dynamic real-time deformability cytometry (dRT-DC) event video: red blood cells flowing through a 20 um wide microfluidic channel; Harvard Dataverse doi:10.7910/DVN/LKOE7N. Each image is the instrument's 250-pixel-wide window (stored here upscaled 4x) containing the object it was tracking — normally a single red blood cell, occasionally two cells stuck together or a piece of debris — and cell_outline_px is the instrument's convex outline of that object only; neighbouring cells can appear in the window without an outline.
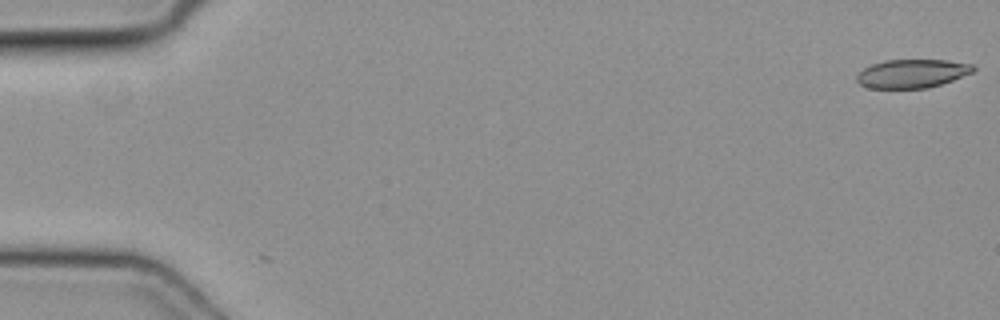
{"species": "common noctule bat (a hibernating species)", "species_latin": "Nyctalus noctula", "temperature_condition": "cold", "stored_images_in_passage": 2, "camera_frame_rate_fps": 3000, "um_per_image_px": 0.085, "animal": {"sex": "female", "body_mass_g": 19.3, "forearm_length_mm": 54.1}, "frame": {"image": 1, "passage_image": 2, "time_ms": 0.333, "image_size_px": [1000, 320], "cell_outline_px": [[976, 68], [972, 72], [952, 80], [928, 88], [868, 88], [860, 84], [856, 80], [856, 76], [864, 68], [872, 64], [884, 60], [948, 60], [972, 64]], "centroid_in_image_um": [77.51, 6.25], "position_along_channel_um": 7.5, "area_um2": 19.31}}